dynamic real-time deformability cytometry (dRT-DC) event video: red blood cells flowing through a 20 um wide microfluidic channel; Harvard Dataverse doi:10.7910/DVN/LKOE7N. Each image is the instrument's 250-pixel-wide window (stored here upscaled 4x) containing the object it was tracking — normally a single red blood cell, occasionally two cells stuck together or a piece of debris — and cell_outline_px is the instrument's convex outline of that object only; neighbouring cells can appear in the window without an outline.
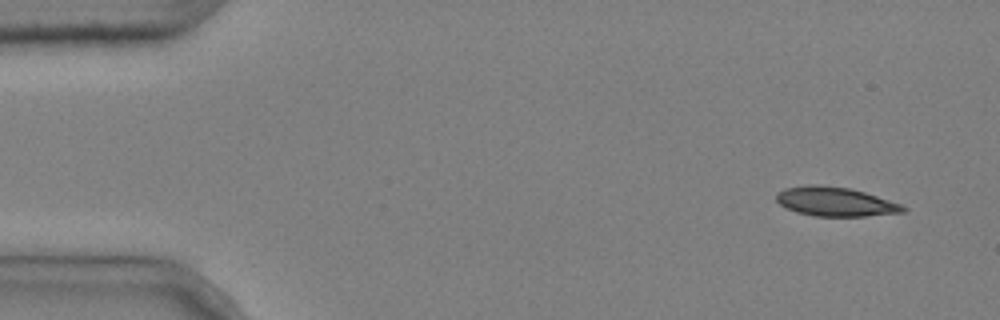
{"species": "common noctule bat (a hibernating species)", "species_latin": "Nyctalus noctula", "temperature_condition": "cold", "stored_images_in_passage": 4, "camera_frame_rate_fps": 3000, "um_per_image_px": 0.085, "animal": {"sex": "male", "body_mass_g": 20.4}, "frame": {"image": 1, "passage_image": 1, "time_ms": 0.0, "image_size_px": [1000, 320], "cell_outline_px": [[908, 208], [904, 212], [864, 216], [812, 216], [796, 212], [780, 204], [776, 200], [776, 192], [784, 188], [808, 184], [816, 184], [848, 188], [864, 192], [900, 204]], "centroid_in_image_um": [70.95, 17.14], "position_along_channel_um": 14.0, "area_um2": 21.44}}
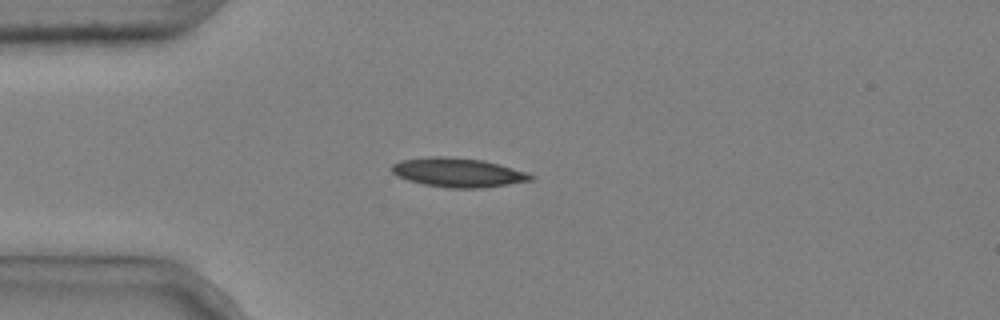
{"frame": {"image": 2, "passage_image": 4, "time_ms": 1.0, "image_size_px": [1000, 320], "cell_outline_px": [[536, 180], [480, 188], [448, 188], [424, 184], [408, 180], [396, 176], [392, 172], [392, 164], [400, 160], [428, 156], [444, 156], [484, 160], [500, 164], [528, 172], [536, 176]], "centroid_in_image_um": [38.97, 14.66], "position_along_channel_um": 46.0, "area_um2": 23.87}}